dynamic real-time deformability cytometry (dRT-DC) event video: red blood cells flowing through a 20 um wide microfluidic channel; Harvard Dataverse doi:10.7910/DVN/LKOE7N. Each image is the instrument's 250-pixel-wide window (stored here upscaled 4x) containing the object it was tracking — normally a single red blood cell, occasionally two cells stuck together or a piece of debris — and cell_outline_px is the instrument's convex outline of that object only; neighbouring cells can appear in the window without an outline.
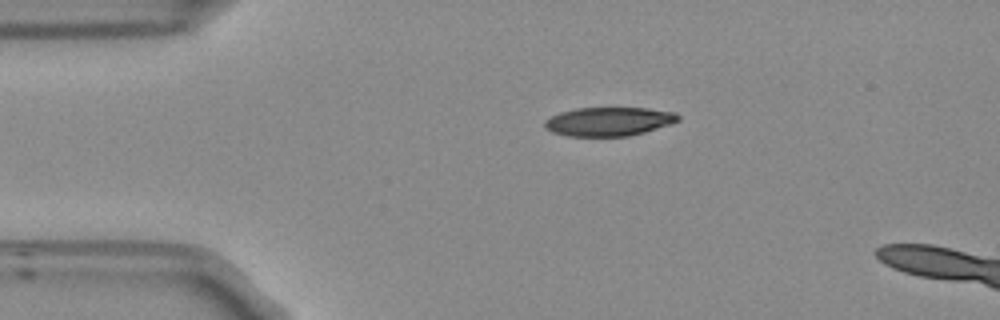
{"species": "Egyptian fruit bat (a non-hibernating species)", "species_latin": "Rousettus aegyptiacus", "temperature_condition": "room temperature", "stored_images_in_passage": 42, "camera_frame_rate_fps": 3000, "um_per_image_px": 0.085, "frame": {"image": 1, "passage_image": 1, "time_ms": 0.0, "image_size_px": [1000, 320], "cell_outline_px": [[680, 120], [672, 124], [644, 132], [628, 136], [568, 136], [552, 132], [544, 124], [544, 120], [560, 112], [576, 108], [648, 108], [676, 112], [680, 116]], "centroid_in_image_um": [51.79, 10.32], "position_along_channel_um": 33.2, "area_um2": 22.43}}
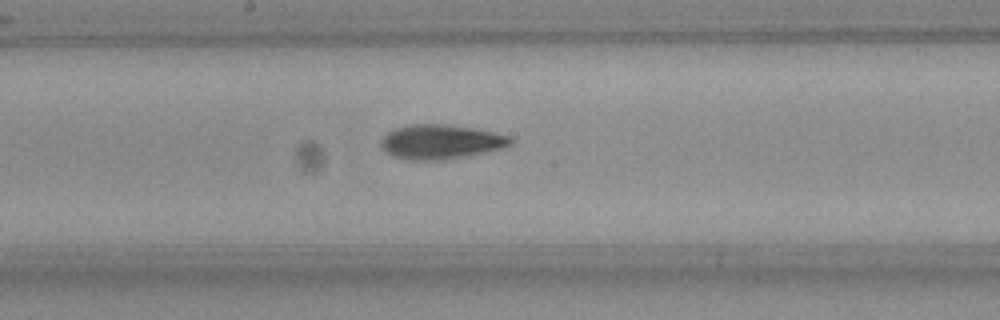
{"frame": {"image": 2, "passage_image": 18, "time_ms": 5.667, "image_size_px": [1000, 320], "cell_outline_px": [[516, 140], [512, 144], [504, 148], [468, 156], [432, 160], [420, 160], [396, 156], [388, 152], [380, 144], [380, 140], [388, 132], [396, 128], [408, 124], [448, 124], [472, 128], [512, 136]], "centroid_in_image_um": [37.55, 12.03], "position_along_channel_um": 210.7, "area_um2": 25.78}}
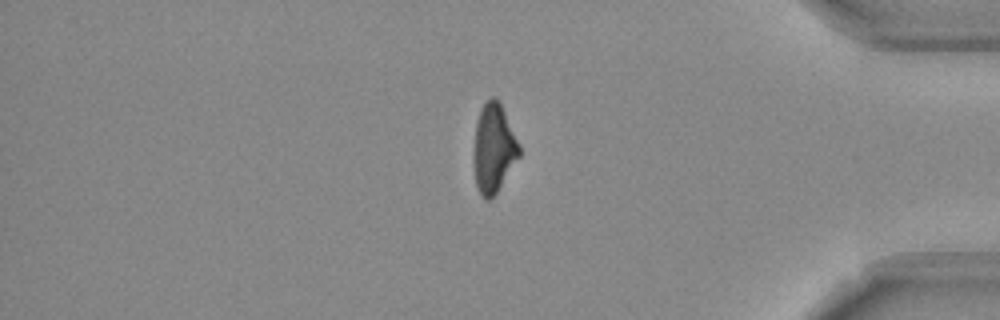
{"frame": {"image": 3, "passage_image": 35, "time_ms": 11.333, "image_size_px": [1000, 320], "cell_outline_px": [[520, 156], [496, 192], [488, 200], [484, 200], [476, 188], [472, 156], [476, 120], [480, 108], [492, 96], [496, 96], [520, 144]], "centroid_in_image_um": [41.93, 12.61], "position_along_channel_um": 393.3, "area_um2": 23.76}, "authors_computed_cell_mechanics": {"area_um2": 24.2182, "velocity_mm_per_s": 3.7723, "shape_relaxation_time_tau1_ms": 4.9751, "shape_relaxation_time_tau2_ms": 5.5433, "deformation_change_tau1": 0.176, "deformation_change_tau2": 0.1443}}